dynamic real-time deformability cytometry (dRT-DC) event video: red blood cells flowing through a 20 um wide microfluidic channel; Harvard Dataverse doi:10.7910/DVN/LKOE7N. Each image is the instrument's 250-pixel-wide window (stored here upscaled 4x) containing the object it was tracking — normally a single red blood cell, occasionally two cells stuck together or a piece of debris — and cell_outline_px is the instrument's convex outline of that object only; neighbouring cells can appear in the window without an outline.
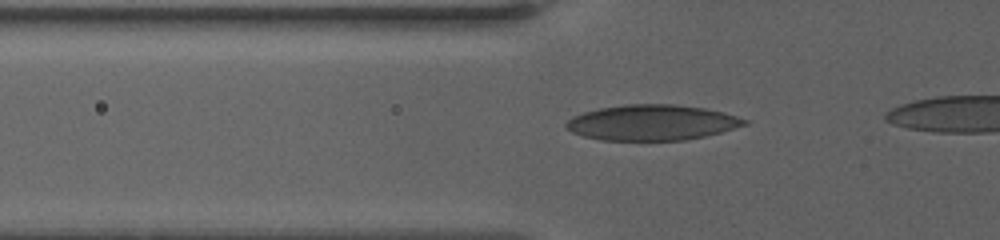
{"species": "human", "species_latin": "Homo sapiens", "temperature_condition": "warm", "stored_images_in_passage": 16, "segment_of_instrument_passage": [1, 2], "camera_frame_rate_fps": 3000, "um_per_image_px": 0.085, "donor": {"sex": "female"}, "frame": {"image": 1, "passage_image": 8, "time_ms": 2.0, "image_size_px": [1000, 240], "cell_outline_px": [[748, 124], [720, 132], [704, 136], [684, 140], [604, 140], [584, 136], [572, 132], [564, 124], [572, 116], [584, 112], [600, 108], [624, 104], [672, 104], [704, 108], [736, 116], [748, 120]], "centroid_in_image_um": [55.39, 10.41], "position_along_channel_um": 70.4, "area_um2": 36.59}}
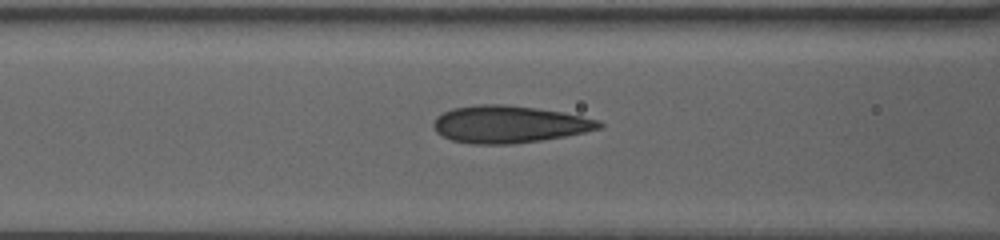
{"frame": {"image": 2, "passage_image": 14, "time_ms": 3.667, "image_size_px": [1000, 240], "cell_outline_px": [[604, 124], [600, 128], [584, 132], [564, 136], [540, 140], [512, 144], [472, 144], [452, 140], [436, 132], [432, 124], [436, 116], [452, 108], [476, 104], [500, 104], [536, 108], [564, 112], [600, 120]], "centroid_in_image_um": [43.26, 10.56], "position_along_channel_um": 123.3, "area_um2": 35.89}}